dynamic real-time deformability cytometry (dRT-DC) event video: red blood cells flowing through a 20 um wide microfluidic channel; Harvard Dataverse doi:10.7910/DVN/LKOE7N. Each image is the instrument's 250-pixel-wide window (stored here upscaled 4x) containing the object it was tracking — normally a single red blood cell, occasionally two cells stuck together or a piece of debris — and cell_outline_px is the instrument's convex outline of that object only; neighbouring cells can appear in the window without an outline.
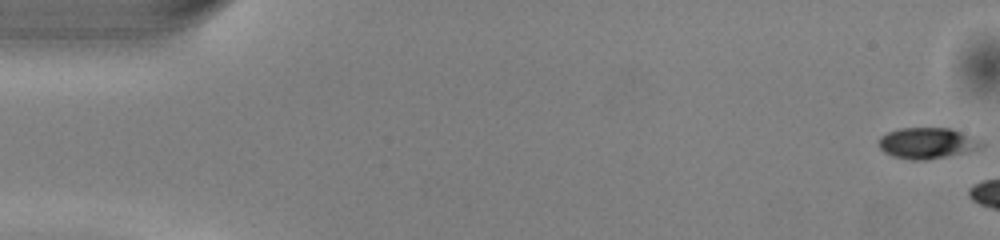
{"species": "common noctule bat (a hibernating species)", "species_latin": "Nyctalus noctula", "temperature_condition": "warm", "stored_images_in_passage": 5, "camera_frame_rate_fps": 3000, "um_per_image_px": 0.085, "animal": {"sex": "male", "body_mass_g": 13.0, "forearm_length_mm": 53.1}, "frame": {"image": 1, "passage_image": 1, "time_ms": 0.0, "image_size_px": [1000, 240], "cell_outline_px": [[984, 144], [976, 148], [964, 152], [948, 156], [924, 160], [912, 160], [892, 156], [884, 152], [880, 148], [880, 136], [888, 132], [900, 128], [952, 128]], "centroid_in_image_um": [78.72, 12.17], "position_along_channel_um": 6.3, "area_um2": 18.03}}